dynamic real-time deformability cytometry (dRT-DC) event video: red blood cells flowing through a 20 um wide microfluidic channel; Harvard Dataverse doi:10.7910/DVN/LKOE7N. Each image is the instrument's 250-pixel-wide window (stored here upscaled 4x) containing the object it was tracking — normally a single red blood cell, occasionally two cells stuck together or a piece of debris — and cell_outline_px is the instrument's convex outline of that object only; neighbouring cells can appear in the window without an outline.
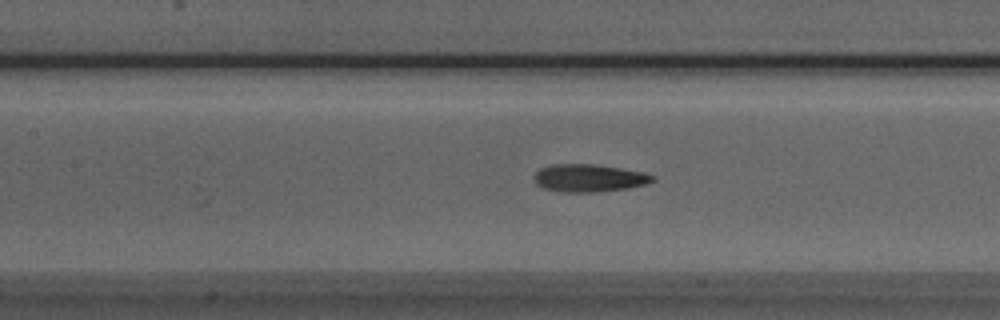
{"species": "Egyptian fruit bat (a non-hibernating species)", "species_latin": "Rousettus aegyptiacus", "temperature_condition": "room temperature", "stored_images_in_passage": 48, "camera_frame_rate_fps": 3000, "um_per_image_px": 0.085, "animal": {"sex": "male"}, "frame": {"image": 1, "passage_image": 23, "time_ms": 7.333, "image_size_px": [1000, 320], "cell_outline_px": [[656, 180], [648, 184], [628, 188], [596, 192], [564, 192], [544, 188], [536, 184], [532, 176], [540, 168], [552, 164], [592, 164], [620, 168], [644, 172], [656, 176]], "centroid_in_image_um": [50.08, 15.13], "position_along_channel_um": 157.3, "area_um2": 19.25}}
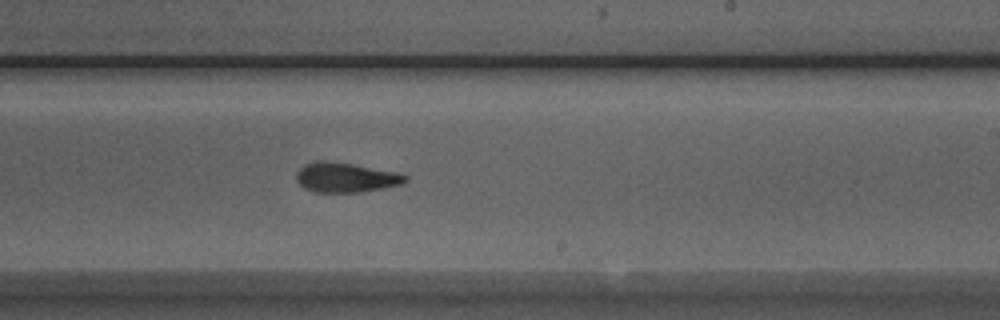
{"frame": {"image": 2, "passage_image": 31, "time_ms": 10.0, "image_size_px": [1000, 320], "cell_outline_px": [[408, 180], [400, 184], [384, 188], [360, 192], [312, 192], [304, 188], [296, 180], [296, 172], [304, 164], [352, 164], [400, 172], [408, 176]], "centroid_in_image_um": [29.46, 15.13], "position_along_channel_um": 259.5, "area_um2": 18.26}}
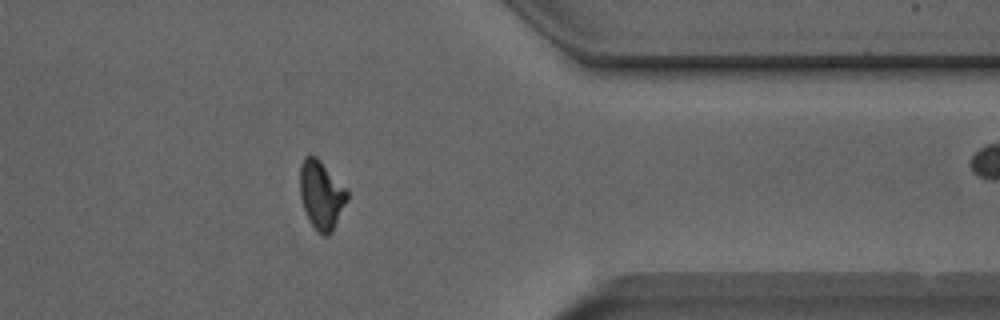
{"frame": {"image": 3, "passage_image": 42, "time_ms": 13.667, "image_size_px": [1000, 320], "cell_outline_px": [[348, 200], [332, 232], [328, 236], [324, 236], [316, 232], [308, 220], [300, 196], [300, 164], [304, 156], [316, 156], [320, 160], [348, 192]], "centroid_in_image_um": [27.3, 16.6], "position_along_channel_um": 384.1, "area_um2": 18.84}, "authors_computed_cell_mechanics": {"area_um2": 18.8139, "velocity_mm_per_s": 3.85, "shape_relaxation_time_tau1_ms": 6.2801, "shape_relaxation_time_tau2_ms": 2.3385, "deformation_change_tau1": 0.2007, "deformation_change_tau2": 0.0982}}